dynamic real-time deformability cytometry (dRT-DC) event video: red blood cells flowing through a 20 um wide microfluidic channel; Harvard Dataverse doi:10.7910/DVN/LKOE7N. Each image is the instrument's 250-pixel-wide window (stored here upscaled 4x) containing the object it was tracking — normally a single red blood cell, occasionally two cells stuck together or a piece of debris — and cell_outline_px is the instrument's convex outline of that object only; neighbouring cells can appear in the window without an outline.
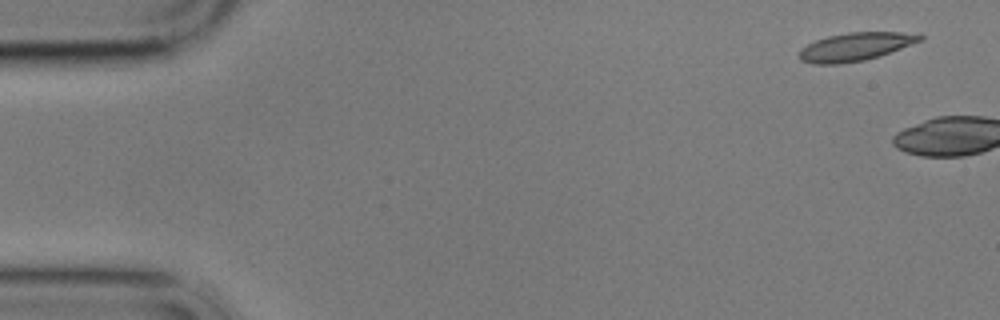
{"species": "common noctule bat (a hibernating species)", "species_latin": "Nyctalus noctula", "temperature_condition": "cold", "stored_images_in_passage": 3, "camera_frame_rate_fps": 3000, "um_per_image_px": 0.085, "animal": {"sex": "male", "body_mass_g": 17.9}, "frame": {"image": 1, "passage_image": 1, "time_ms": 0.0, "image_size_px": [1000, 320], "cell_outline_px": [[924, 40], [880, 56], [864, 60], [840, 64], [812, 64], [800, 60], [800, 48], [816, 40], [828, 36], [848, 32], [900, 32], [924, 36]], "centroid_in_image_um": [72.71, 3.98], "position_along_channel_um": 12.3, "area_um2": 19.83}}